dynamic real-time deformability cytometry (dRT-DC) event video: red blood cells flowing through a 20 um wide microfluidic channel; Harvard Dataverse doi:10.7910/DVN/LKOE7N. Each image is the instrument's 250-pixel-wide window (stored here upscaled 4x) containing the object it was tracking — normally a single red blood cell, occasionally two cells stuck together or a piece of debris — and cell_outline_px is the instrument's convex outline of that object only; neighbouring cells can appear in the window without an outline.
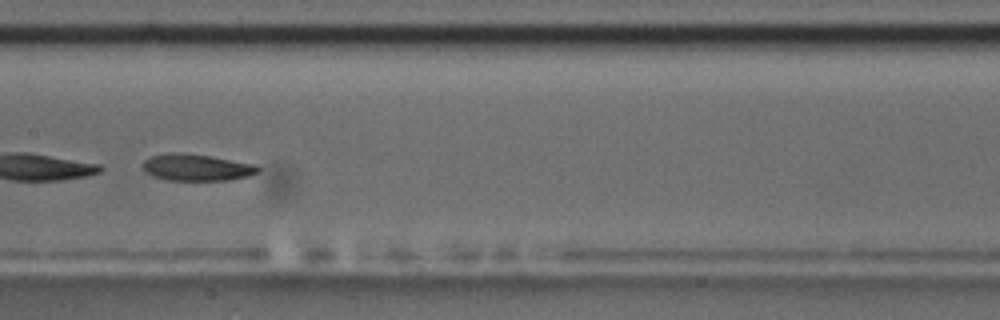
{"species": "common noctule bat (a hibernating species)", "species_latin": "Nyctalus noctula", "temperature_condition": "room temperature", "stored_images_in_passage": 8, "camera_frame_rate_fps": 3000, "um_per_image_px": 0.085, "animal": {"sex": "male", "body_mass_g": 17.5, "forearm_length_mm": 52.3}, "frame": {"image": 1, "passage_image": 7, "time_ms": 8.667, "image_size_px": [1000, 320], "cell_outline_px": [[260, 172], [248, 176], [228, 180], [164, 180], [152, 176], [144, 172], [144, 160], [152, 156], [172, 152], [180, 152], [208, 156], [256, 164], [260, 168]], "centroid_in_image_um": [16.71, 14.24], "position_along_channel_um": 190.7, "area_um2": 17.92}}